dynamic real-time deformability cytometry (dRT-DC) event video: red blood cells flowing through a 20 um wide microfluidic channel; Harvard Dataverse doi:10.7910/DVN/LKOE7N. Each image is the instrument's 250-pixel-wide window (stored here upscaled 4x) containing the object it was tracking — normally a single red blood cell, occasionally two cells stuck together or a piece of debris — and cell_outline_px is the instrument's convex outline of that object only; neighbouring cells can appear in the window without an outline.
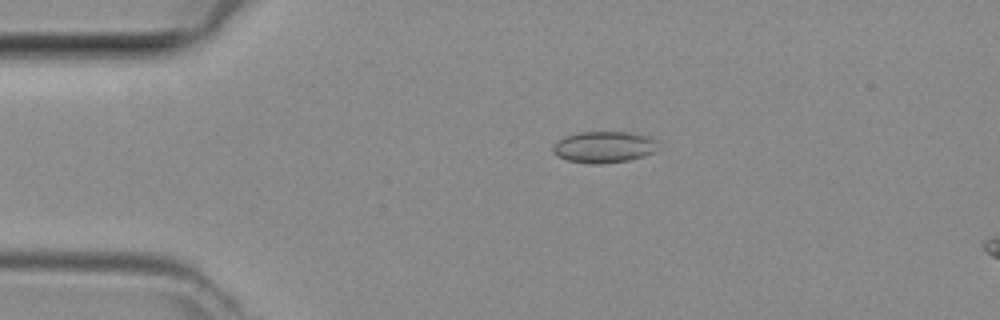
{"species": "common noctule bat (a hibernating species)", "species_latin": "Nyctalus noctula", "temperature_condition": "room temperature", "stored_images_in_passage": 40, "camera_frame_rate_fps": 3000, "um_per_image_px": 0.085, "animal": {"sex": "female", "body_mass_g": 29.2, "forearm_length_mm": 56.3}, "frame": {"image": 1, "passage_image": 3, "time_ms": 0.667, "image_size_px": [1000, 320], "cell_outline_px": [[656, 152], [644, 156], [628, 160], [600, 164], [592, 164], [568, 160], [556, 156], [552, 152], [552, 144], [556, 140], [564, 136], [580, 132], [632, 132], [648, 136], [656, 140]], "centroid_in_image_um": [51.29, 12.49], "position_along_channel_um": 33.7, "area_um2": 19.48}}
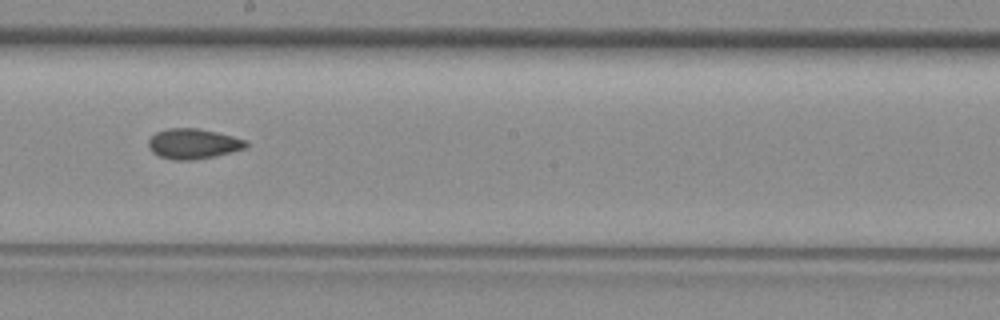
{"frame": {"image": 2, "passage_image": 19, "time_ms": 6.0, "image_size_px": [1000, 320], "cell_outline_px": [[248, 144], [244, 148], [216, 156], [192, 160], [172, 160], [160, 156], [152, 152], [148, 148], [148, 140], [156, 132], [168, 128], [196, 128], [216, 132], [248, 140]], "centroid_in_image_um": [16.4, 12.22], "position_along_channel_um": 231.8, "area_um2": 17.17}}
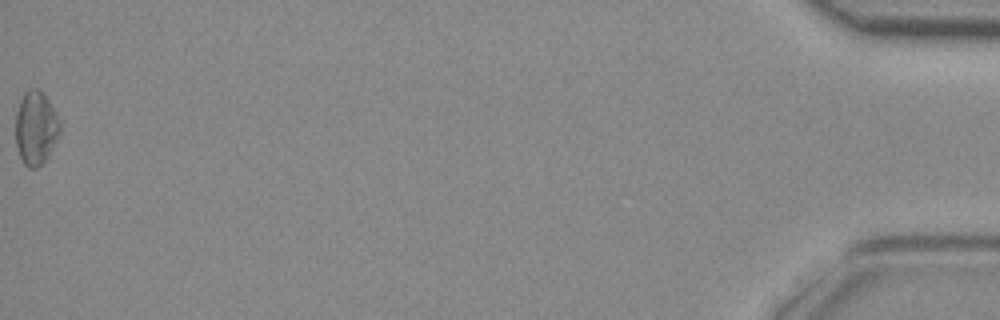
{"frame": {"image": 3, "passage_image": 40, "time_ms": 13.0, "image_size_px": [1000, 320], "cell_outline_px": [[60, 132], [48, 156], [36, 168], [28, 168], [24, 164], [20, 156], [16, 144], [16, 112], [20, 100], [24, 92], [28, 88], [36, 88], [48, 100], [60, 120]], "centroid_in_image_um": [3.03, 10.87], "position_along_channel_um": 432.2, "area_um2": 18.79}}